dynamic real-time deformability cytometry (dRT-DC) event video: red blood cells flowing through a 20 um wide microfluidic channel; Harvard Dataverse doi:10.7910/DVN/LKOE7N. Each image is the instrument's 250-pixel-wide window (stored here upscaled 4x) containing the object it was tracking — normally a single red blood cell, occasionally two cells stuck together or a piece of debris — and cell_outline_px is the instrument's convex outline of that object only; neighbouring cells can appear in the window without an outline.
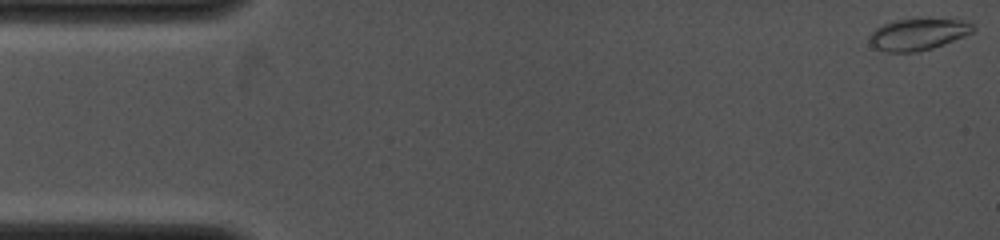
{"species": "common noctule bat (a hibernating species)", "species_latin": "Nyctalus noctula", "temperature_condition": "cold", "stored_images_in_passage": 15, "camera_frame_rate_fps": 4000, "um_per_image_px": 0.085, "animal": {"sex": "female", "body_mass_g": 19.0, "forearm_length_mm": 53.3}, "frame": {"image": 1, "passage_image": 1, "time_ms": 0.0, "image_size_px": [1000, 240], "cell_outline_px": [[976, 28], [972, 32], [964, 36], [944, 44], [932, 48], [916, 52], [888, 52], [876, 48], [868, 40], [868, 36], [876, 28], [884, 24], [896, 20], [960, 20], [972, 24]], "centroid_in_image_um": [78.01, 2.94], "position_along_channel_um": 7.0, "area_um2": 18.61}}
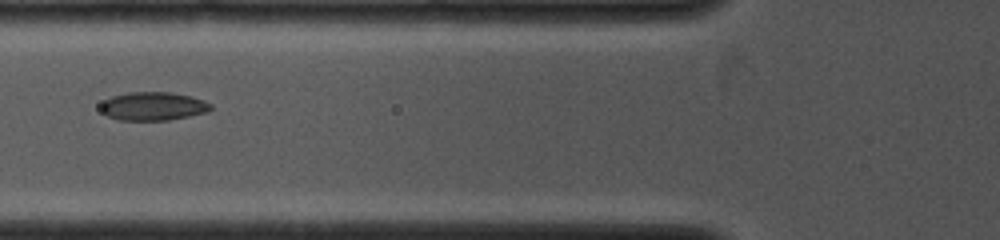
{"frame": {"image": 2, "passage_image": 11, "time_ms": 5.25, "image_size_px": [1000, 240], "cell_outline_px": [[212, 108], [208, 112], [168, 120], [120, 120], [108, 116], [100, 108], [100, 104], [104, 100], [112, 96], [128, 92], [168, 92], [192, 96], [204, 100], [212, 104]], "centroid_in_image_um": [13.03, 9.02], "position_along_channel_um": 112.8, "area_um2": 18.26}}
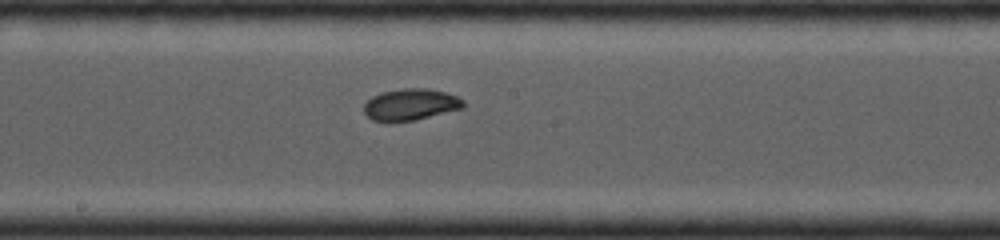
{"frame": {"image": 3, "passage_image": 15, "time_ms": 7.5, "image_size_px": [1000, 240], "cell_outline_px": [[464, 108], [416, 120], [392, 124], [388, 124], [372, 120], [364, 112], [364, 104], [372, 96], [380, 92], [404, 88], [428, 88], [444, 92], [456, 96], [464, 100]], "centroid_in_image_um": [34.87, 8.92], "position_along_channel_um": 213.3, "area_um2": 18.79}}